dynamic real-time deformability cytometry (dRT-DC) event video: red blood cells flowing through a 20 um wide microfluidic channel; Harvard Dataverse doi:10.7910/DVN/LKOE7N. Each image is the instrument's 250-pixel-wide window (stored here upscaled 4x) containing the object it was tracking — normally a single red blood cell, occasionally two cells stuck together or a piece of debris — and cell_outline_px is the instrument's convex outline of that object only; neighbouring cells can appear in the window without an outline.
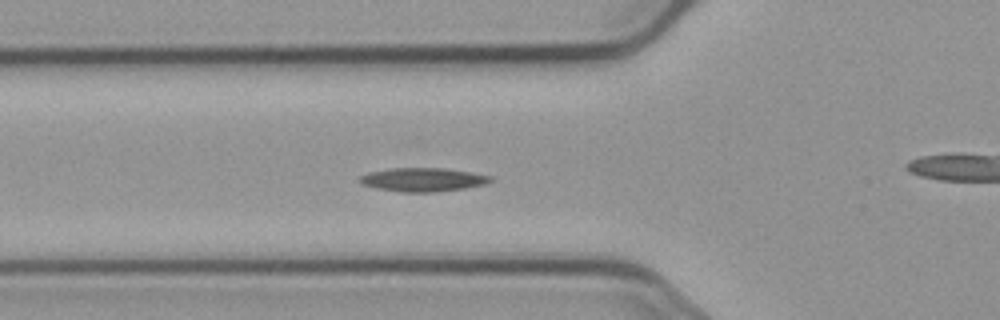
{"species": "common noctule bat (a hibernating species)", "species_latin": "Nyctalus noctula", "temperature_condition": "cold", "stored_images_in_passage": 35, "camera_frame_rate_fps": 3000, "um_per_image_px": 0.085, "animal": {"sex": "male", "body_mass_g": 23.1, "forearm_length_mm": 52.7}, "frame": {"image": 1, "passage_image": 6, "time_ms": 1.667, "image_size_px": [1000, 320], "cell_outline_px": [[492, 180], [488, 184], [468, 188], [440, 192], [400, 192], [376, 188], [360, 184], [356, 180], [360, 176], [368, 172], [388, 168], [444, 168], [472, 172], [492, 176]], "centroid_in_image_um": [35.94, 15.27], "position_along_channel_um": 89.9, "area_um2": 18.5}}
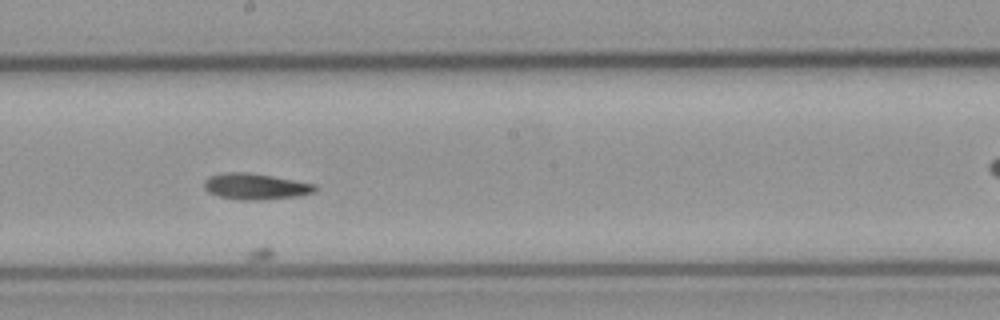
{"frame": {"image": 2, "passage_image": 17, "time_ms": 5.333, "image_size_px": [1000, 320], "cell_outline_px": [[316, 192], [296, 196], [260, 200], [236, 200], [216, 196], [208, 192], [204, 188], [204, 180], [208, 176], [224, 172], [248, 172], [272, 176], [316, 184]], "centroid_in_image_um": [21.67, 15.85], "position_along_channel_um": 226.5, "area_um2": 17.05}}
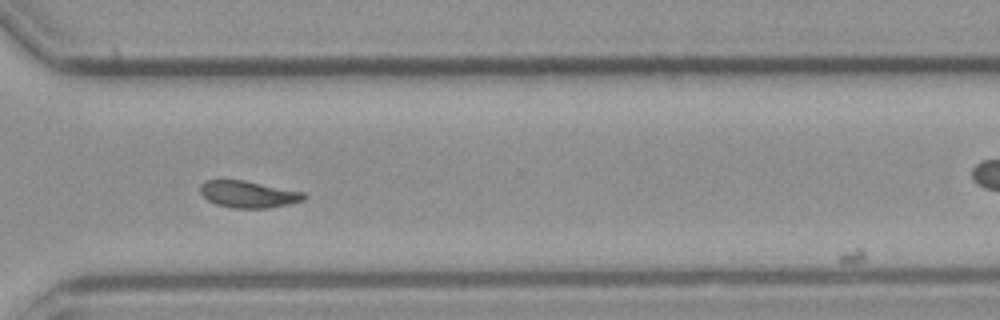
{"frame": {"image": 3, "passage_image": 27, "time_ms": 8.667, "image_size_px": [1000, 320], "cell_outline_px": [[308, 196], [304, 200], [288, 204], [268, 208], [232, 208], [216, 204], [208, 200], [200, 192], [200, 184], [204, 180], [244, 180], [304, 192]], "centroid_in_image_um": [21.11, 16.51], "position_along_channel_um": 349.5, "area_um2": 16.24}}